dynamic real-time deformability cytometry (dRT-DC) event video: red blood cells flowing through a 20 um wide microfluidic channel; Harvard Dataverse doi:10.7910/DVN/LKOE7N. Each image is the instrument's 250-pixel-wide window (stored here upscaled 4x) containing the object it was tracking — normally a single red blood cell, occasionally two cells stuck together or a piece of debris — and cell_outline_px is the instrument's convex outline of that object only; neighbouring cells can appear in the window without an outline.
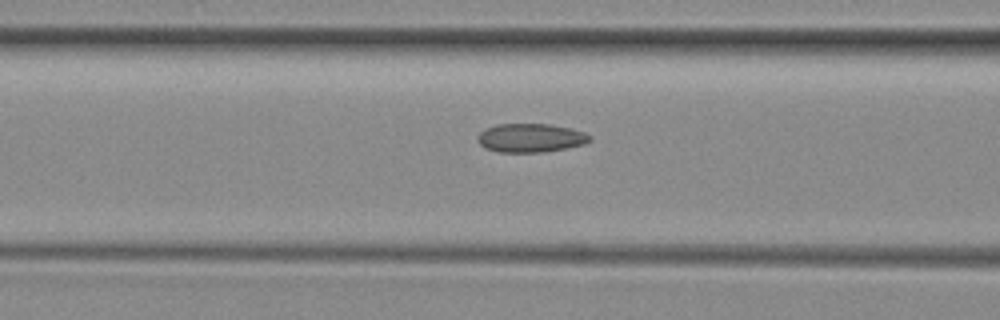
{"species": "common noctule bat (a hibernating species)", "species_latin": "Nyctalus noctula", "temperature_condition": "room temperature", "stored_images_in_passage": 5, "camera_frame_rate_fps": 3000, "um_per_image_px": 0.085, "animal": {"sex": "female", "body_mass_g": 29.2, "forearm_length_mm": 56.3}, "frame": {"image": 1, "passage_image": 3, "time_ms": 0.667, "image_size_px": [1000, 320], "cell_outline_px": [[592, 140], [584, 144], [568, 148], [544, 152], [496, 152], [484, 148], [476, 140], [476, 136], [484, 128], [496, 124], [548, 124], [572, 128], [584, 132], [592, 136]], "centroid_in_image_um": [45.09, 11.72], "position_along_channel_um": 121.5, "area_um2": 19.13}}